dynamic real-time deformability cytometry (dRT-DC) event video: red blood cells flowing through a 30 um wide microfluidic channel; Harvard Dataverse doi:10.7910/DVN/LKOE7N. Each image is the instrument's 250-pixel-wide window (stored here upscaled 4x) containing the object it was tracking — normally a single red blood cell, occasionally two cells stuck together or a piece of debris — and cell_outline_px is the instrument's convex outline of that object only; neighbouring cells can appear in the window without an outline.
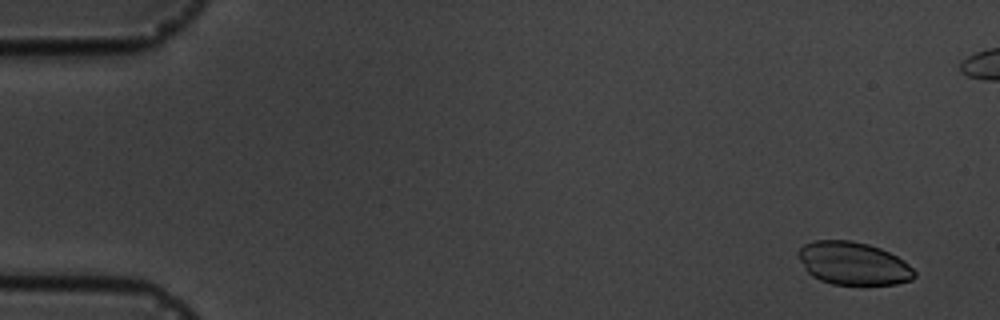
{"species": "common noctule bat (a hibernating species)", "species_latin": "Nyctalus noctula", "temperature_condition": "cold", "stored_images_in_passage": 6, "camera_frame_rate_fps": 3000, "um_per_image_px": 0.085, "animal": {"sex": "male", "body_mass_g": 19.5, "forearm_length_mm": 54.6}, "frame": {"image": 1, "passage_image": 1, "time_ms": 0.0, "image_size_px": [1000, 320], "cell_outline_px": [[916, 276], [912, 280], [896, 284], [832, 284], [820, 280], [812, 276], [808, 272], [800, 260], [800, 248], [804, 244], [816, 240], [852, 240], [868, 244], [880, 248], [904, 260], [916, 272]], "centroid_in_image_um": [72.56, 22.39], "position_along_channel_um": 12.4, "area_um2": 28.84}}